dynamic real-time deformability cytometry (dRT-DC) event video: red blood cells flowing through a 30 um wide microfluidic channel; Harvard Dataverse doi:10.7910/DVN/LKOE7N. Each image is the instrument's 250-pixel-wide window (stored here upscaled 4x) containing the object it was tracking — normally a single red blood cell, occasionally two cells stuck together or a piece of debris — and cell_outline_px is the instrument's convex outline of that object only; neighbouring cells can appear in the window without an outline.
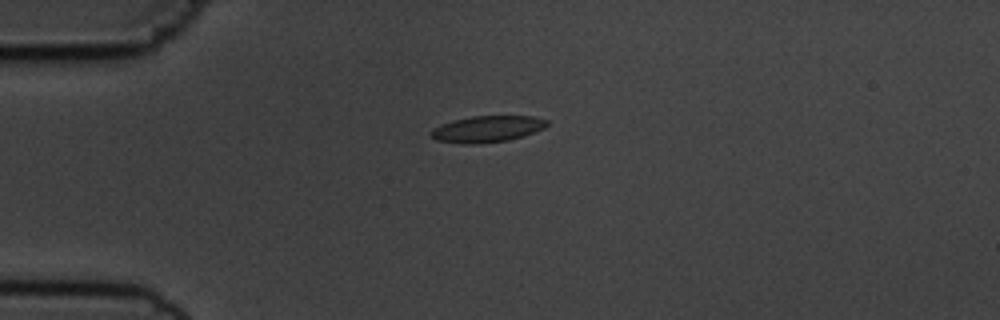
{"species": "common noctule bat (a hibernating species)", "species_latin": "Nyctalus noctula", "temperature_condition": "cold", "stored_images_in_passage": 4, "camera_frame_rate_fps": 3000, "um_per_image_px": 0.085, "animal": {"sex": "male", "body_mass_g": 19.5, "forearm_length_mm": 54.6}, "frame": {"image": 1, "passage_image": 1, "time_ms": 0.0, "image_size_px": [1000, 320], "cell_outline_px": [[548, 124], [544, 128], [524, 136], [508, 140], [472, 144], [464, 144], [436, 140], [432, 136], [432, 128], [440, 124], [452, 120], [472, 116], [532, 116], [548, 120]], "centroid_in_image_um": [41.41, 10.96], "position_along_channel_um": 43.6, "area_um2": 17.8}}
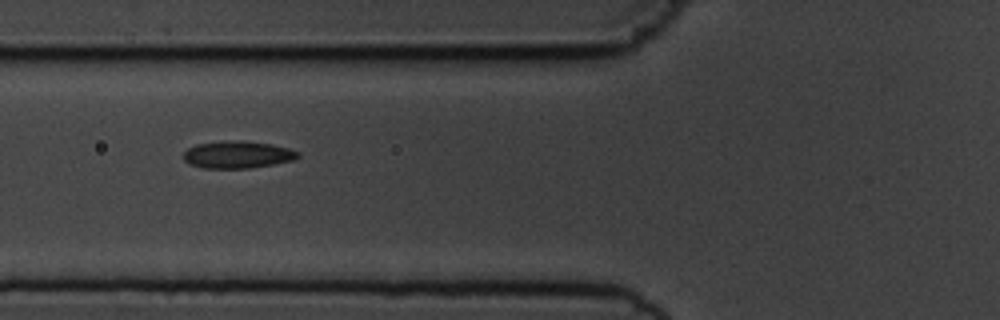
{"frame": {"image": 2, "passage_image": 3, "time_ms": 2.333, "image_size_px": [1000, 320], "cell_outline_px": [[300, 156], [292, 160], [272, 164], [248, 168], [204, 168], [188, 164], [184, 160], [184, 152], [188, 148], [196, 144], [224, 140], [244, 140], [272, 144], [288, 148], [300, 152]], "centroid_in_image_um": [20.17, 13.13], "position_along_channel_um": 105.6, "area_um2": 18.26}}
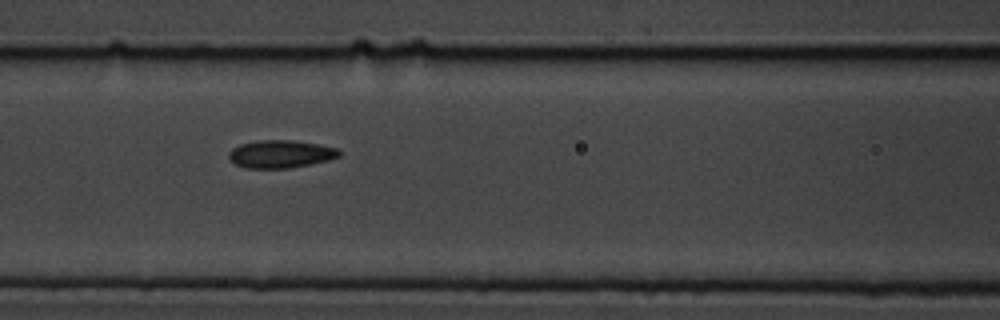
{"frame": {"image": 3, "passage_image": 4, "time_ms": 3.333, "image_size_px": [1000, 320], "cell_outline_px": [[340, 156], [328, 160], [288, 168], [244, 168], [236, 164], [228, 156], [228, 152], [232, 148], [240, 144], [260, 140], [296, 140], [320, 144], [336, 148], [340, 152]], "centroid_in_image_um": [23.84, 13.08], "position_along_channel_um": 142.8, "area_um2": 17.8}}